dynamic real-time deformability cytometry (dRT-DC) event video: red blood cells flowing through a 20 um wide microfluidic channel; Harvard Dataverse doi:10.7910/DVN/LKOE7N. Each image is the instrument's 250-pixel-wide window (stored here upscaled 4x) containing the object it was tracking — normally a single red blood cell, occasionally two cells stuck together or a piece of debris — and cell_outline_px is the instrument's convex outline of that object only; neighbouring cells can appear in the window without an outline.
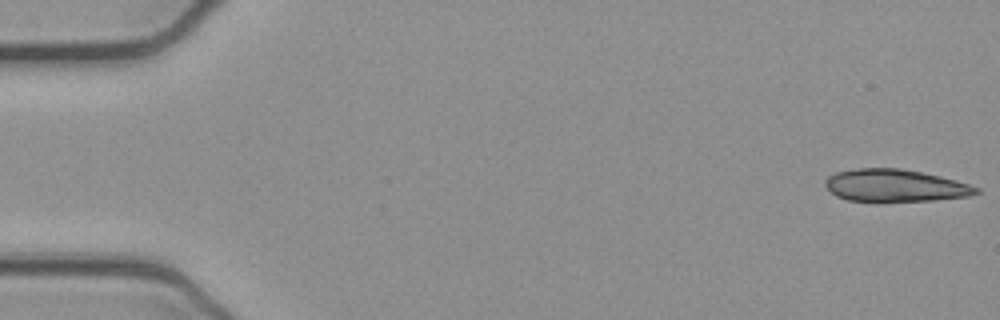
{"species": "common noctule bat (a hibernating species)", "species_latin": "Nyctalus noctula", "temperature_condition": "cold", "stored_images_in_passage": 32, "camera_frame_rate_fps": 3000, "um_per_image_px": 0.085, "animal": {"sex": "female", "body_mass_g": 21.9}, "frame": {"image": 1, "passage_image": 1, "time_ms": 0.0, "image_size_px": [1000, 320], "cell_outline_px": [[980, 192], [968, 196], [936, 200], [848, 200], [836, 196], [824, 184], [824, 180], [828, 176], [836, 172], [860, 168], [900, 168], [940, 176], [956, 180], [980, 188]], "centroid_in_image_um": [76.09, 15.75], "position_along_channel_um": 8.9, "area_um2": 27.98}}
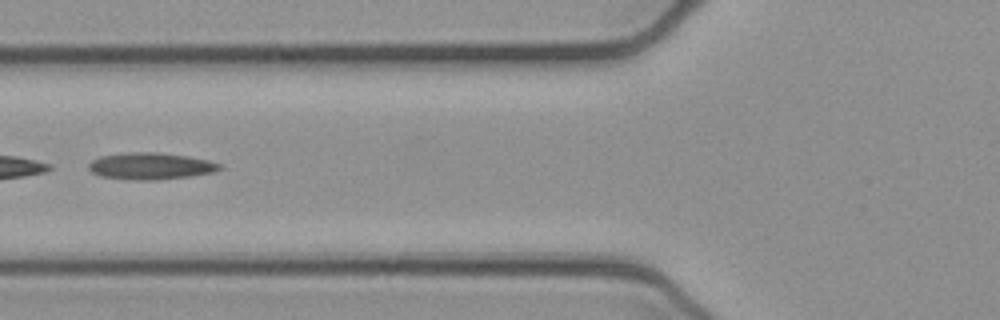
{"frame": {"image": 2, "passage_image": 20, "time_ms": 6.333, "image_size_px": [1000, 320], "cell_outline_px": [[224, 168], [216, 172], [192, 176], [156, 180], [128, 180], [100, 176], [92, 172], [88, 168], [88, 164], [92, 160], [100, 156], [128, 152], [156, 152], [188, 156], [208, 160], [220, 164]], "centroid_in_image_um": [12.82, 14.12], "position_along_channel_um": 113.0, "area_um2": 20.69}}
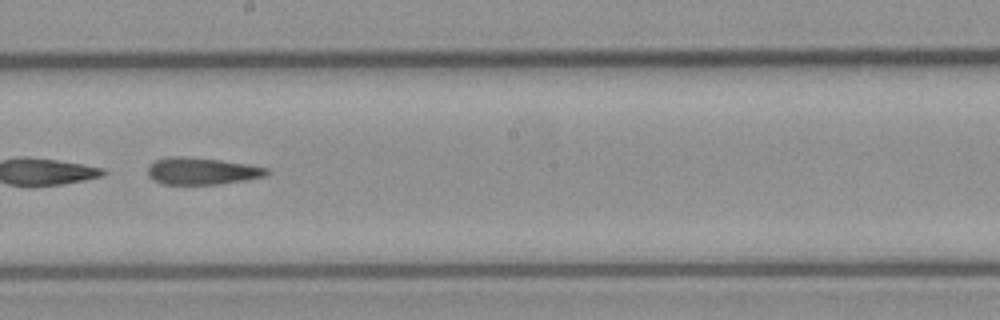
{"frame": {"image": 3, "passage_image": 29, "time_ms": 9.333, "image_size_px": [1000, 320], "cell_outline_px": [[272, 172], [264, 176], [244, 180], [220, 184], [164, 184], [152, 180], [148, 176], [148, 164], [164, 156], [184, 156], [220, 160], [248, 164], [268, 168]], "centroid_in_image_um": [17.13, 14.53], "position_along_channel_um": 231.1, "area_um2": 18.9}}